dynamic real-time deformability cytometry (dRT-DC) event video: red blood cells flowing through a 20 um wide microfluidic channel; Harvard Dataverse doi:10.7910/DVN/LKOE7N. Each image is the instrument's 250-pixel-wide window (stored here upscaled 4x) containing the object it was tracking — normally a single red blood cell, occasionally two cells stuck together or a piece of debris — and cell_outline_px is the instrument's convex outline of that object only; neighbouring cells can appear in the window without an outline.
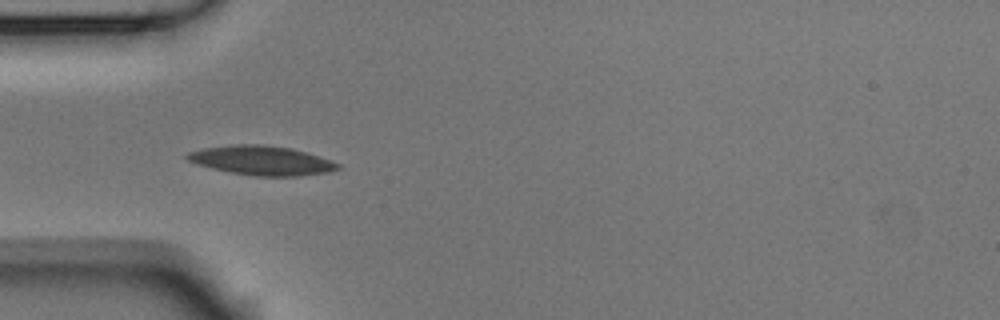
{"species": "Egyptian fruit bat (a non-hibernating species)", "species_latin": "Rousettus aegyptiacus", "temperature_condition": "room temperature", "stored_images_in_passage": 5, "camera_frame_rate_fps": 3000, "um_per_image_px": 0.085, "animal": {"sex": "male"}, "frame": {"image": 1, "passage_image": 4, "time_ms": 1.0, "image_size_px": [1000, 320], "cell_outline_px": [[340, 168], [328, 172], [300, 176], [256, 176], [232, 172], [212, 168], [196, 164], [188, 160], [184, 156], [188, 152], [204, 148], [232, 144], [260, 144], [292, 148], [340, 164]], "centroid_in_image_um": [22.2, 13.63], "position_along_channel_um": 62.8, "area_um2": 25.43}}
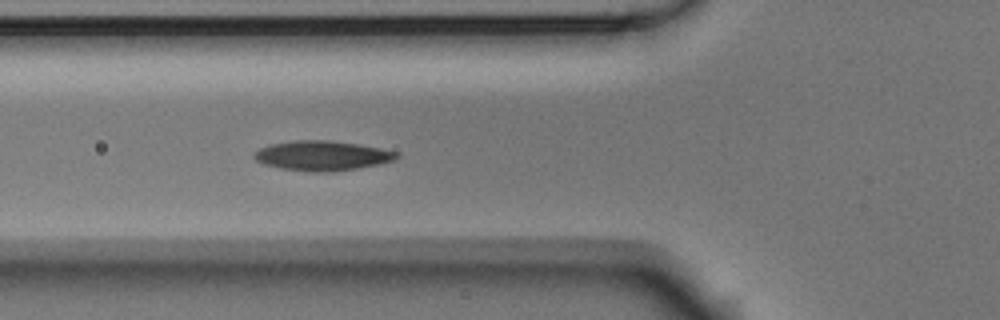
{"frame": {"image": 2, "passage_image": 5, "time_ms": 1.333, "image_size_px": [1000, 320], "cell_outline_px": [[400, 156], [396, 160], [380, 164], [332, 172], [308, 172], [280, 168], [264, 164], [256, 160], [252, 156], [260, 148], [268, 144], [296, 140], [328, 140], [360, 144], [380, 148], [396, 152]], "centroid_in_image_um": [27.39, 13.23], "position_along_channel_um": 98.4, "area_um2": 24.85}}